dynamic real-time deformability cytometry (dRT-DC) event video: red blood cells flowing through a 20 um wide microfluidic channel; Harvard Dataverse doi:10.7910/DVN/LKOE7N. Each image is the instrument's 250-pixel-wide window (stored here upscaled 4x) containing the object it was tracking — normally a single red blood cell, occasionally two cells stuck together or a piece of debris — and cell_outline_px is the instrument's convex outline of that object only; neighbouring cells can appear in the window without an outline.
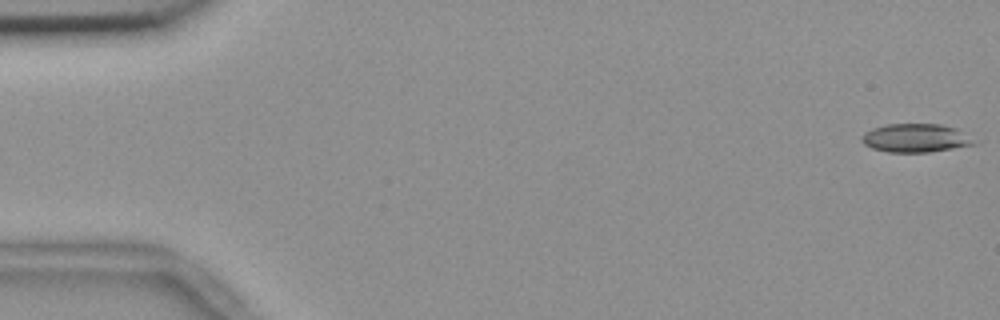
{"species": "common noctule bat (a hibernating species)", "species_latin": "Nyctalus noctula", "temperature_condition": "room temperature", "stored_images_in_passage": 37, "camera_frame_rate_fps": 3000, "um_per_image_px": 0.085, "animal": {"sex": "female", "body_mass_g": 18.4}, "frame": {"image": 1, "passage_image": 1, "time_ms": 0.0, "image_size_px": [1000, 320], "cell_outline_px": [[976, 144], [928, 152], [888, 152], [872, 148], [864, 144], [860, 140], [860, 136], [864, 132], [872, 128], [888, 124], [940, 124], [956, 128]], "centroid_in_image_um": [77.72, 11.73], "position_along_channel_um": 7.3, "area_um2": 18.38}}
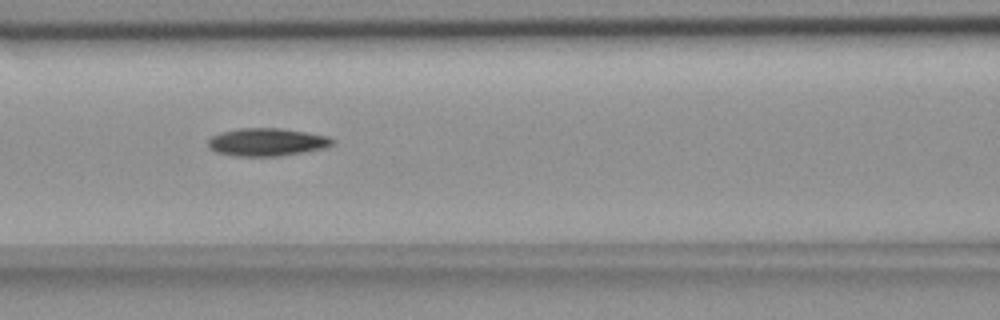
{"frame": {"image": 2, "passage_image": 24, "time_ms": 7.667, "image_size_px": [1000, 320], "cell_outline_px": [[336, 144], [328, 148], [280, 156], [232, 156], [216, 152], [208, 148], [208, 140], [212, 136], [220, 132], [240, 128], [280, 128], [328, 136], [336, 140]], "centroid_in_image_um": [22.72, 12.08], "position_along_channel_um": 143.9, "area_um2": 20.46}}
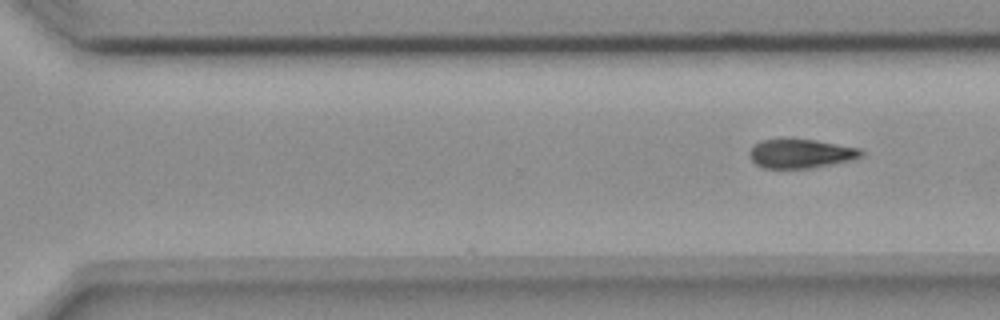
{"frame": {"image": 3, "passage_image": 37, "time_ms": 12.0, "image_size_px": [1000, 320], "cell_outline_px": [[864, 152], [860, 156], [848, 160], [812, 168], [764, 168], [756, 164], [748, 156], [748, 152], [760, 140], [816, 140], [860, 148]], "centroid_in_image_um": [68.04, 13.06], "position_along_channel_um": 302.6, "area_um2": 18.5}}